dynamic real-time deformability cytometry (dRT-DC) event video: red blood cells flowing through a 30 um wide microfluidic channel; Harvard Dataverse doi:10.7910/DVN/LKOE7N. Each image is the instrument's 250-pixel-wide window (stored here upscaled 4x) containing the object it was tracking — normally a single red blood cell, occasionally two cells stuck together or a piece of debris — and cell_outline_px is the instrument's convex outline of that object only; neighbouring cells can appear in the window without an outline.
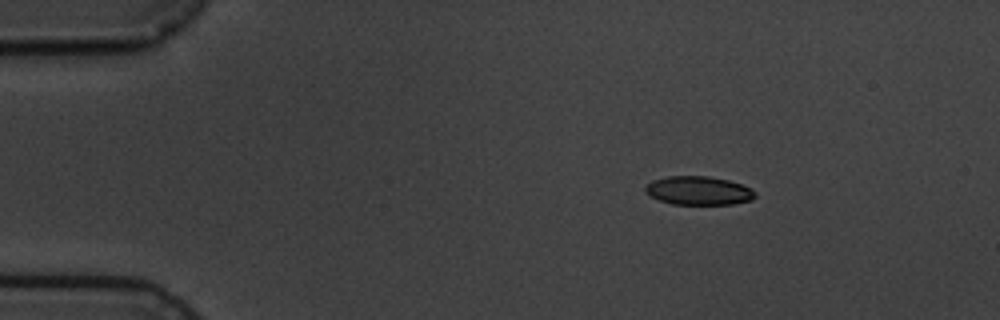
{"species": "common noctule bat (a hibernating species)", "species_latin": "Nyctalus noctula", "temperature_condition": "cold", "stored_images_in_passage": 3, "camera_frame_rate_fps": 3000, "um_per_image_px": 0.085, "animal": {"sex": "male", "body_mass_g": 19.5, "forearm_length_mm": 54.6}, "frame": {"image": 1, "passage_image": 1, "time_ms": 0.0, "image_size_px": [1000, 320], "cell_outline_px": [[756, 196], [752, 200], [732, 204], [672, 204], [660, 200], [644, 192], [644, 184], [652, 180], [668, 176], [708, 176], [728, 180], [752, 188], [756, 192]], "centroid_in_image_um": [59.37, 16.2], "position_along_channel_um": 25.6, "area_um2": 18.44}}